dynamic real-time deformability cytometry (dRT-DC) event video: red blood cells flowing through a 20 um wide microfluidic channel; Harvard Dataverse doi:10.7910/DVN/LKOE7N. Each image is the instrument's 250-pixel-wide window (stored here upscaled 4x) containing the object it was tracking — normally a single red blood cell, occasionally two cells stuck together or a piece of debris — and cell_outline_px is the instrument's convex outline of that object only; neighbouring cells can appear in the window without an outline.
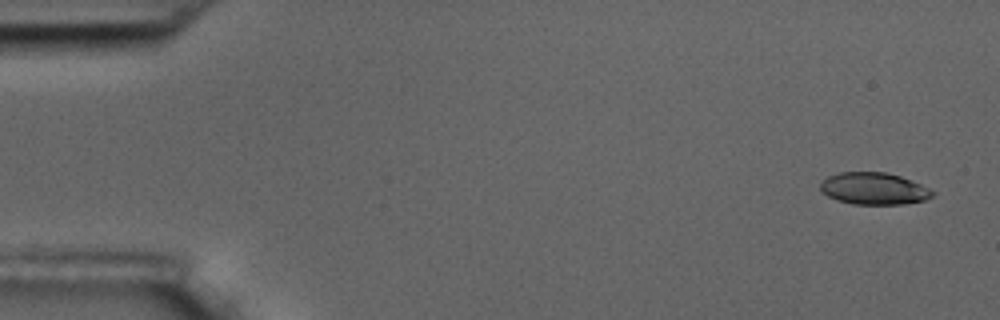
{"species": "common noctule bat (a hibernating species)", "species_latin": "Nyctalus noctula", "temperature_condition": "room temperature", "stored_images_in_passage": 4, "camera_frame_rate_fps": 3000, "um_per_image_px": 0.085, "animal": {"sex": "male", "body_mass_g": 17.5, "forearm_length_mm": 52.3}, "frame": {"image": 1, "passage_image": 1, "time_ms": 0.0, "image_size_px": [1000, 320], "cell_outline_px": [[936, 192], [932, 196], [924, 200], [904, 204], [852, 204], [836, 200], [828, 196], [820, 188], [820, 184], [828, 176], [840, 172], [884, 172], [900, 176], [920, 184]], "centroid_in_image_um": [74.28, 16.03], "position_along_channel_um": 10.7, "area_um2": 20.75}}
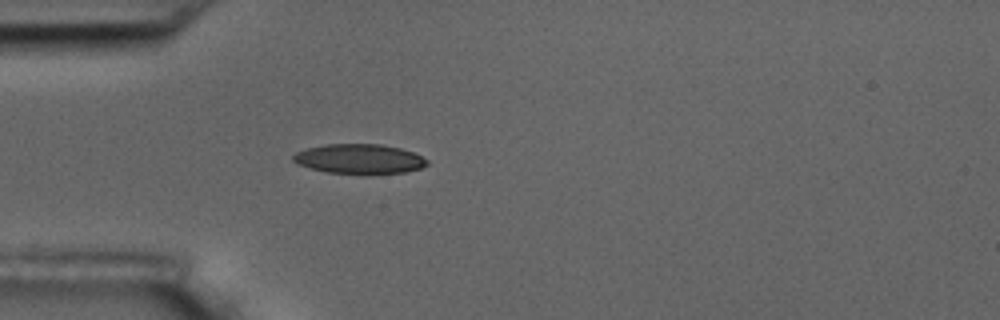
{"frame": {"image": 2, "passage_image": 4, "time_ms": 4.667, "image_size_px": [1000, 320], "cell_outline_px": [[428, 164], [420, 168], [404, 172], [328, 172], [312, 168], [300, 164], [292, 160], [292, 156], [296, 152], [308, 148], [324, 144], [380, 144], [400, 148], [412, 152], [428, 160]], "centroid_in_image_um": [30.53, 13.47], "position_along_channel_um": 54.5, "area_um2": 22.37}}